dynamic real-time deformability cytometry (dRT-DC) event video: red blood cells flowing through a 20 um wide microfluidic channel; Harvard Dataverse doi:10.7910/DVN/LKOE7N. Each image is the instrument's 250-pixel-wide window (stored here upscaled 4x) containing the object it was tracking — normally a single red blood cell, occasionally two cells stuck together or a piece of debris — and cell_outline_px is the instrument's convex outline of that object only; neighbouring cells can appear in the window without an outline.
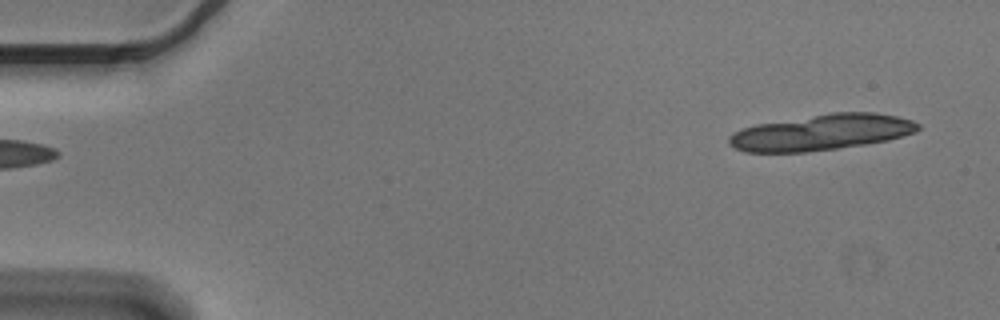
{"species": "Egyptian fruit bat (a non-hibernating species)", "species_latin": "Rousettus aegyptiacus", "temperature_condition": "cold", "stored_images_in_passage": 5, "segment_of_instrument_passage": [2, 2], "camera_frame_rate_fps": 3000, "um_per_image_px": 0.085, "animal": {"sex": "male"}, "frame": {"image": 1, "passage_image": 5, "time_ms": 1.333, "image_size_px": [1000, 320], "cell_outline_px": [[920, 128], [916, 132], [888, 140], [840, 148], [808, 152], [744, 152], [728, 144], [728, 136], [732, 132], [756, 124], [828, 112], [876, 112], [896, 116], [912, 120], [920, 124]], "centroid_in_image_um": [69.82, 11.24], "position_along_channel_um": 15.2, "area_um2": 39.82}}